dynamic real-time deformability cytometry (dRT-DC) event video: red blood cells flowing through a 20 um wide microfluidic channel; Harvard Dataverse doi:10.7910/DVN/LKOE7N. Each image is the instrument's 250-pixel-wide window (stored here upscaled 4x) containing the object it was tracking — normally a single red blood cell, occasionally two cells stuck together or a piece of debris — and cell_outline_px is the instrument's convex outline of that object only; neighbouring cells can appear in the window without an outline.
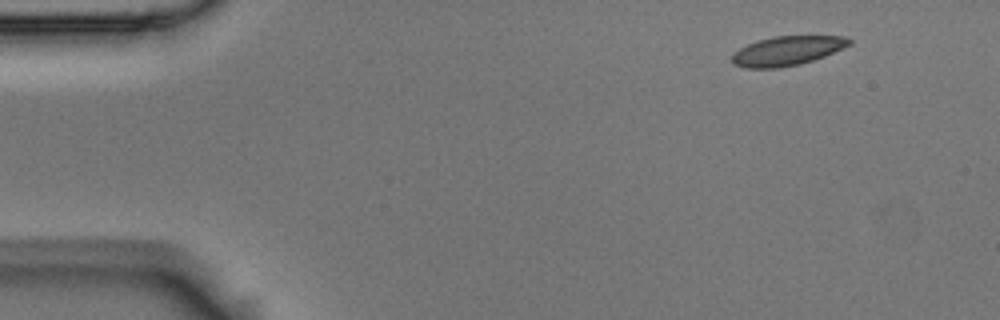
{"species": "Egyptian fruit bat (a non-hibernating species)", "species_latin": "Rousettus aegyptiacus", "temperature_condition": "room temperature", "stored_images_in_passage": 4, "camera_frame_rate_fps": 3000, "um_per_image_px": 0.085, "animal": {"sex": "male"}, "frame": {"image": 1, "passage_image": 1, "time_ms": 0.0, "image_size_px": [1000, 320], "cell_outline_px": [[852, 44], [824, 56], [800, 64], [780, 68], [744, 68], [732, 64], [732, 52], [756, 40], [772, 36], [844, 36], [852, 40]], "centroid_in_image_um": [66.87, 4.32], "position_along_channel_um": 18.1, "area_um2": 20.17}}
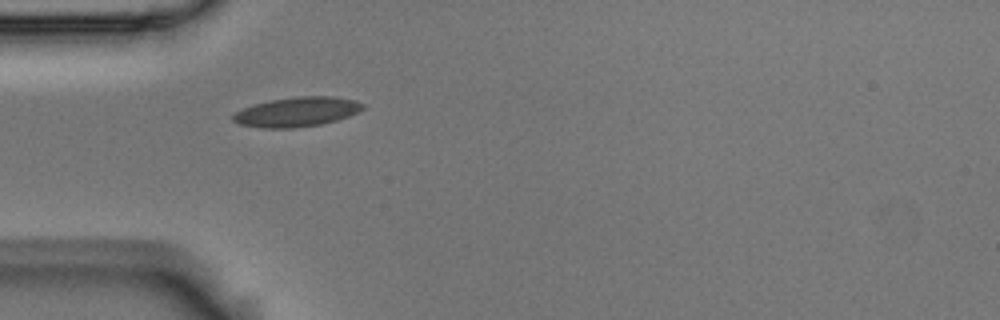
{"frame": {"image": 2, "passage_image": 4, "time_ms": 1.0, "image_size_px": [1000, 320], "cell_outline_px": [[364, 108], [348, 116], [336, 120], [320, 124], [292, 128], [260, 128], [240, 124], [232, 120], [232, 116], [236, 112], [244, 108], [256, 104], [272, 100], [300, 96], [332, 96], [356, 100], [364, 104]], "centroid_in_image_um": [25.24, 9.51], "position_along_channel_um": 59.8, "area_um2": 22.08}}